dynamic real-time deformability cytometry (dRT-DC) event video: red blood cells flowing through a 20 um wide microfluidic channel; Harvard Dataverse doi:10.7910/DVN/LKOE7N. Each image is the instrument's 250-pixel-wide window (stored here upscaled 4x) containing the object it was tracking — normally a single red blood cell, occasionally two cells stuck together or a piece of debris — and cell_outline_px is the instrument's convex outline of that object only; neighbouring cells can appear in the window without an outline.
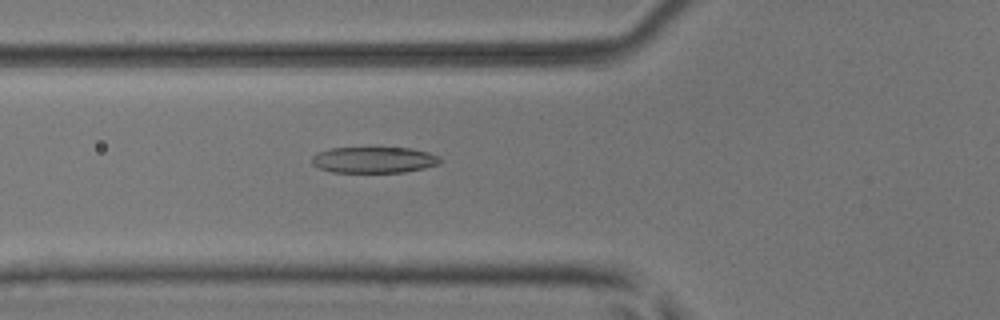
{"species": "common noctule bat (a hibernating species)", "species_latin": "Nyctalus noctula", "temperature_condition": "room temperature", "stored_images_in_passage": 51, "camera_frame_rate_fps": 3000, "um_per_image_px": 0.085, "animal": {"sex": "male", "body_mass_g": 17.9, "forearm_length_mm": 54.2}, "frame": {"image": 1, "passage_image": 19, "time_ms": 6.0, "image_size_px": [1000, 320], "cell_outline_px": [[444, 160], [440, 164], [424, 168], [404, 172], [332, 172], [320, 168], [312, 164], [312, 156], [316, 152], [328, 148], [412, 148], [428, 152], [440, 156]], "centroid_in_image_um": [31.81, 13.58], "position_along_channel_um": 94.0, "area_um2": 19.71}}
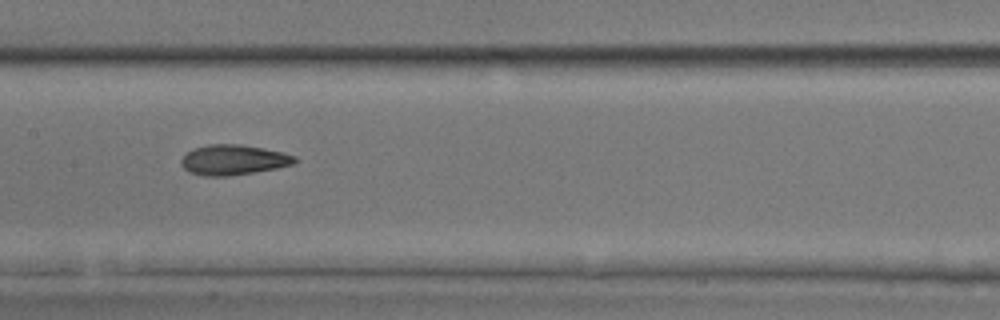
{"frame": {"image": 2, "passage_image": 26, "time_ms": 8.333, "image_size_px": [1000, 320], "cell_outline_px": [[300, 160], [292, 164], [276, 168], [228, 176], [204, 176], [188, 172], [180, 164], [180, 160], [192, 148], [208, 144], [240, 144], [264, 148], [284, 152], [296, 156]], "centroid_in_image_um": [19.84, 13.58], "position_along_channel_um": 187.6, "area_um2": 20.11}}
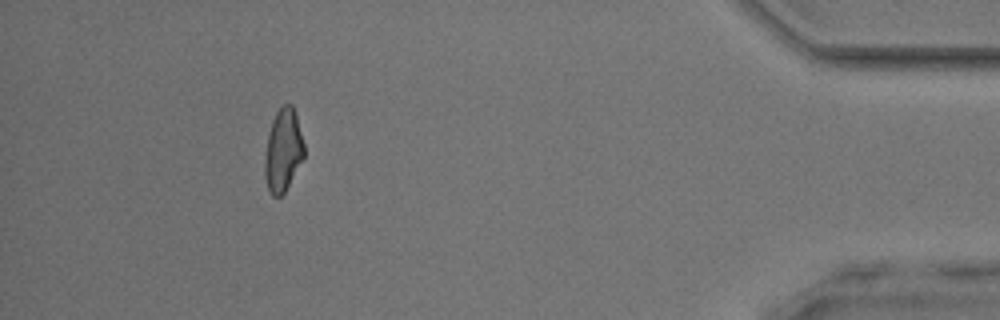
{"frame": {"image": 3, "passage_image": 47, "time_ms": 15.333, "image_size_px": [1000, 320], "cell_outline_px": [[304, 156], [284, 192], [280, 196], [272, 196], [268, 188], [264, 176], [264, 160], [268, 136], [272, 120], [276, 112], [284, 104], [292, 104], [296, 116], [304, 144]], "centroid_in_image_um": [24.05, 12.77], "position_along_channel_um": 411.2, "area_um2": 18.61}, "authors_computed_cell_mechanics": {"area_um2": 19.7098, "velocity_mm_per_s": 3.9974, "shape_relaxation_time_tau1_ms": 5.0404, "shape_relaxation_time_tau2_ms": 2.5287, "deformation_change_tau1": 0.1815, "deformation_change_tau2": 0.1055}}